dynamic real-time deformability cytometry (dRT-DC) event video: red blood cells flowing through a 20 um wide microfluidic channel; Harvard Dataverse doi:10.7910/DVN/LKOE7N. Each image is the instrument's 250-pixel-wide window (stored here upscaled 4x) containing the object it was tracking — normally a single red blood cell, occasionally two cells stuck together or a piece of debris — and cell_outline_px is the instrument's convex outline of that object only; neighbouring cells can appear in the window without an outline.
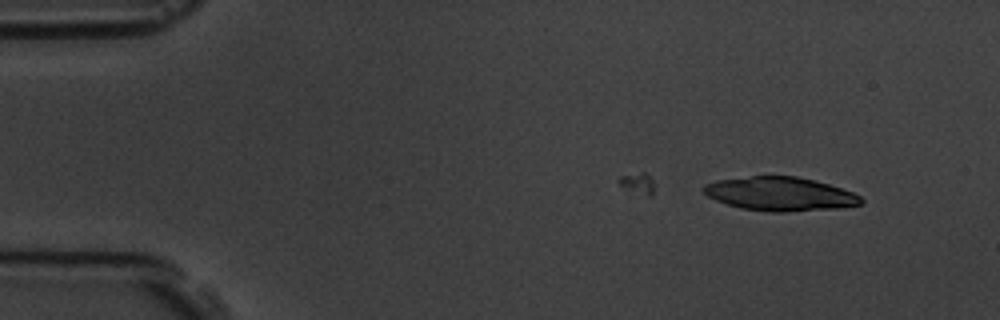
{"species": "common noctule bat (a hibernating species)", "species_latin": "Nyctalus noctula", "temperature_condition": "room temperature", "stored_images_in_passage": 5, "camera_frame_rate_fps": 3000, "um_per_image_px": 0.085, "animal": {"sex": "male", "body_mass_g": 19.5, "forearm_length_mm": 54.6}, "frame": {"image": 1, "passage_image": 1, "time_ms": 0.0, "image_size_px": [1000, 320], "cell_outline_px": [[864, 200], [860, 204], [840, 208], [784, 212], [772, 212], [740, 208], [716, 200], [708, 196], [700, 188], [704, 184], [716, 180], [752, 176], [796, 176], [816, 180], [852, 192], [860, 196]], "centroid_in_image_um": [66.29, 16.48], "position_along_channel_um": 18.7, "area_um2": 30.98}}